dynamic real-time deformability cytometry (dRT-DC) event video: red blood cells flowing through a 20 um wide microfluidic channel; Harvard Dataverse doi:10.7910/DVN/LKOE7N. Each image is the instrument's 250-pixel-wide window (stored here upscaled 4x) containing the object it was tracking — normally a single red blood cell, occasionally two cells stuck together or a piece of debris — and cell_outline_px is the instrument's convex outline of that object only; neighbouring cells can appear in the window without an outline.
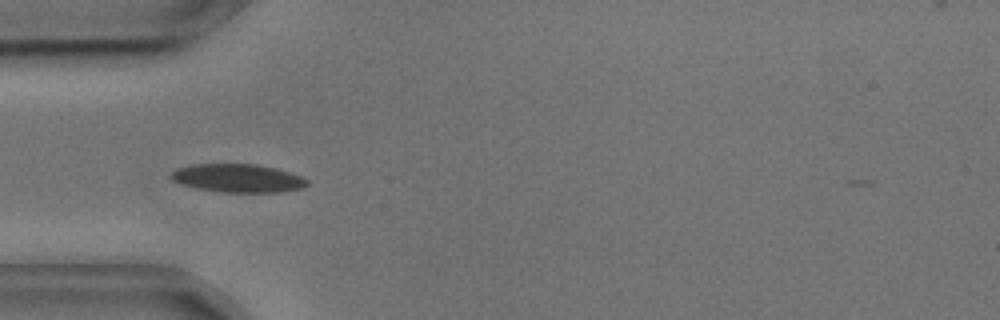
{"species": "common noctule bat (a hibernating species)", "species_latin": "Nyctalus noctula", "temperature_condition": "cold", "stored_images_in_passage": 29, "camera_frame_rate_fps": 3000, "um_per_image_px": 0.085, "animal": {"sex": "male", "body_mass_g": 17.9, "forearm_length_mm": 54.2}, "frame": {"image": 1, "passage_image": 2, "time_ms": 0.333, "image_size_px": [1000, 320], "cell_outline_px": [[308, 184], [304, 188], [284, 192], [220, 192], [196, 188], [180, 184], [172, 180], [168, 176], [176, 168], [192, 164], [256, 164], [276, 168], [300, 176], [308, 180]], "centroid_in_image_um": [20.2, 15.15], "position_along_channel_um": 64.8, "area_um2": 22.66}}
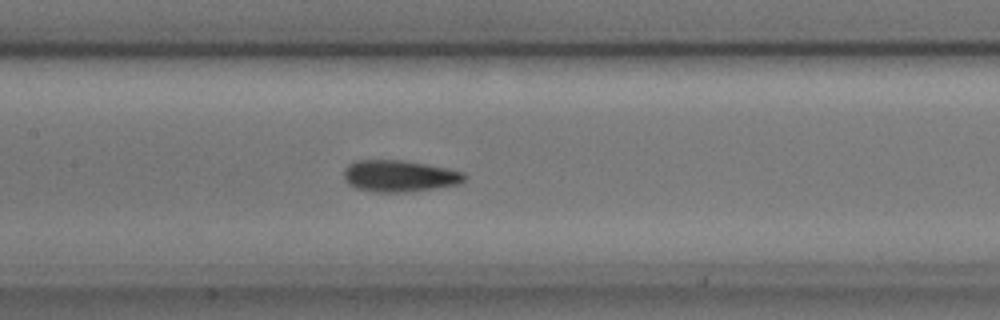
{"frame": {"image": 2, "passage_image": 11, "time_ms": 3.333, "image_size_px": [1000, 320], "cell_outline_px": [[468, 176], [460, 184], [408, 192], [376, 192], [356, 188], [348, 184], [344, 180], [344, 168], [348, 164], [356, 160], [404, 160], [448, 168], [464, 172]], "centroid_in_image_um": [33.95, 14.95], "position_along_channel_um": 173.4, "area_um2": 22.43}}
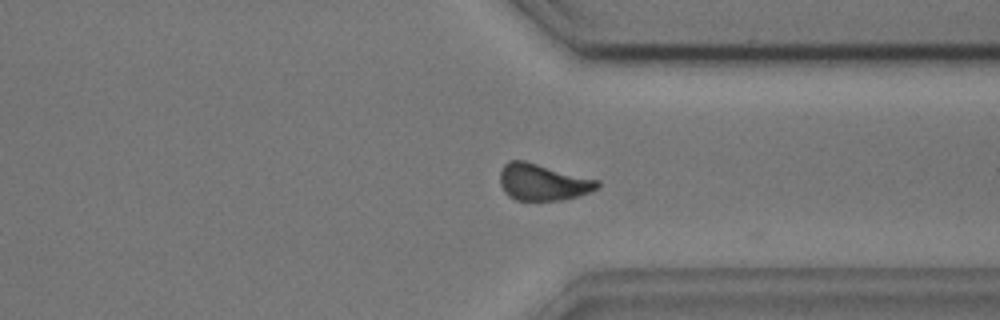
{"frame": {"image": 3, "passage_image": 27, "time_ms": 8.667, "image_size_px": [1000, 320], "cell_outline_px": [[600, 188], [576, 196], [560, 200], [516, 200], [508, 196], [504, 192], [500, 184], [500, 172], [504, 164], [508, 160], [524, 160], [600, 180]], "centroid_in_image_um": [46.13, 15.47], "position_along_channel_um": 365.3, "area_um2": 20.87}, "authors_computed_cell_mechanics": {"area_um2": 21.6172, "velocity_mm_per_s": 3.6101, "shape_relaxation_time_tau1_ms": 4.9021, "shape_relaxation_time_tau2_ms": 2.5408, "deformation_change_tau1": 0.1136, "deformation_change_tau2": 0.0583}}